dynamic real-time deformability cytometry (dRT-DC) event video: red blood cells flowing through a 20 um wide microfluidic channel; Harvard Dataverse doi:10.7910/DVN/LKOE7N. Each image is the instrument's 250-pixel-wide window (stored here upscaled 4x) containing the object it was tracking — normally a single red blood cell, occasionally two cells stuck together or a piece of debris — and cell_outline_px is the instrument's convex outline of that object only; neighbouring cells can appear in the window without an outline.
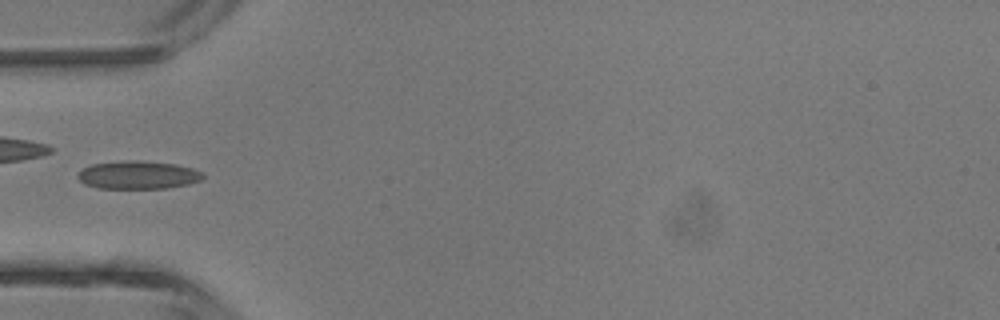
{"species": "common noctule bat (a hibernating species)", "species_latin": "Nyctalus noctula", "temperature_condition": "room temperature", "stored_images_in_passage": 5, "camera_frame_rate_fps": 3000, "um_per_image_px": 0.085, "animal": {"sex": "male", "body_mass_g": 13.3}, "frame": {"image": 1, "passage_image": 4, "time_ms": 3.667, "image_size_px": [1000, 320], "cell_outline_px": [[204, 176], [200, 180], [188, 184], [168, 188], [96, 188], [84, 184], [76, 176], [84, 168], [92, 164], [124, 160], [136, 160], [176, 164], [192, 168], [200, 172]], "centroid_in_image_um": [11.71, 14.87], "position_along_channel_um": 73.3, "area_um2": 20.4}}
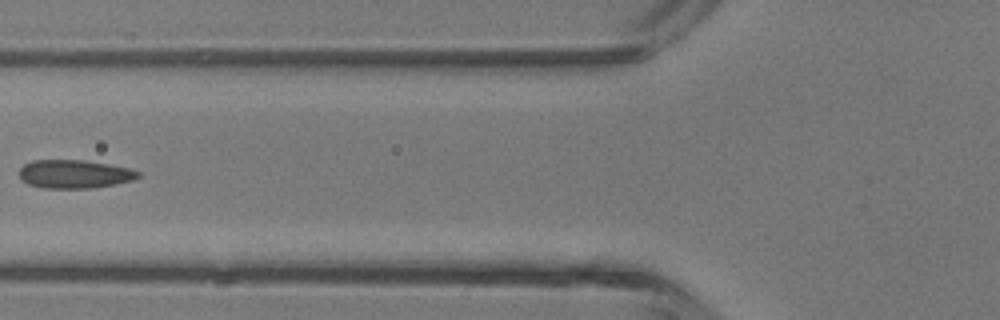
{"frame": {"image": 2, "passage_image": 5, "time_ms": 4.667, "image_size_px": [1000, 320], "cell_outline_px": [[140, 176], [132, 180], [92, 188], [44, 188], [28, 184], [20, 176], [20, 168], [24, 164], [32, 160], [84, 160], [108, 164], [128, 168], [140, 172]], "centroid_in_image_um": [6.31, 14.79], "position_along_channel_um": 119.5, "area_um2": 19.48}}